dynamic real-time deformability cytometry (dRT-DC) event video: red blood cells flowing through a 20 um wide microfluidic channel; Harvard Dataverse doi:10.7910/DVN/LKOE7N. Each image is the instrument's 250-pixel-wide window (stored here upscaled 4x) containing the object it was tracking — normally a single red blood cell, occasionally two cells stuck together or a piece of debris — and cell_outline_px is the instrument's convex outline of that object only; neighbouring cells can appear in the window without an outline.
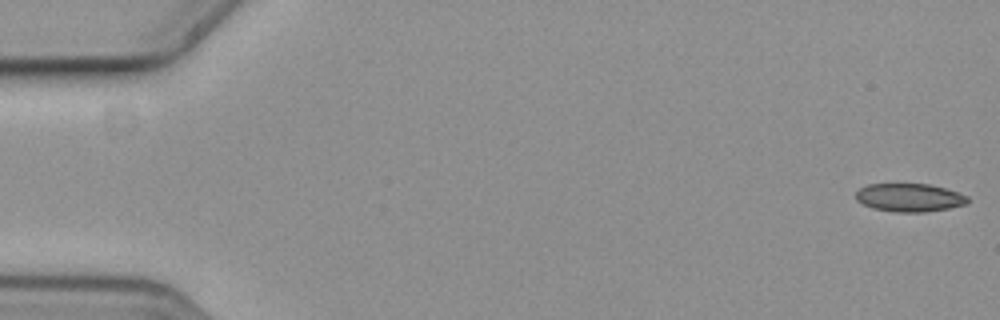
{"species": "common noctule bat (a hibernating species)", "species_latin": "Nyctalus noctula", "temperature_condition": "cold", "stored_images_in_passage": 52, "camera_frame_rate_fps": 3000, "um_per_image_px": 0.085, "animal": {"sex": "female", "body_mass_g": 19.3, "forearm_length_mm": 54.1}, "frame": {"image": 1, "passage_image": 1, "time_ms": 0.0, "image_size_px": [1000, 320], "cell_outline_px": [[968, 204], [948, 208], [924, 212], [892, 212], [872, 208], [856, 200], [856, 192], [860, 188], [868, 184], [928, 184], [944, 188], [968, 196]], "centroid_in_image_um": [77.29, 16.8], "position_along_channel_um": 7.7, "area_um2": 18.32}}
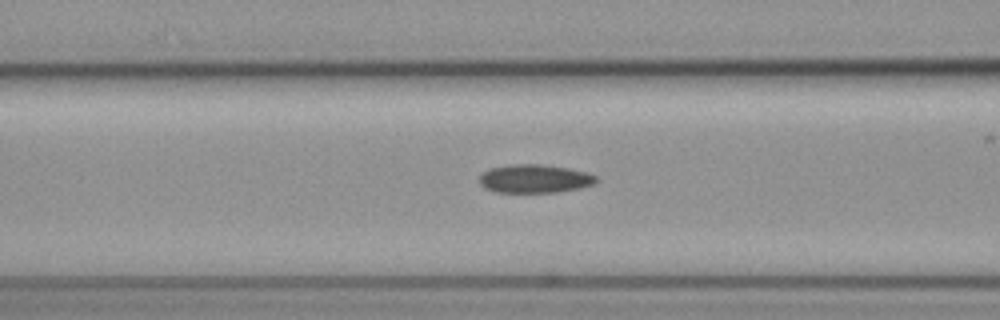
{"frame": {"image": 2, "passage_image": 23, "time_ms": 7.333, "image_size_px": [1000, 320], "cell_outline_px": [[600, 180], [596, 184], [580, 188], [556, 192], [496, 192], [484, 188], [480, 184], [480, 176], [488, 168], [508, 164], [540, 164], [568, 168], [584, 172], [596, 176]], "centroid_in_image_um": [45.45, 15.19], "position_along_channel_um": 121.2, "area_um2": 19.48}}
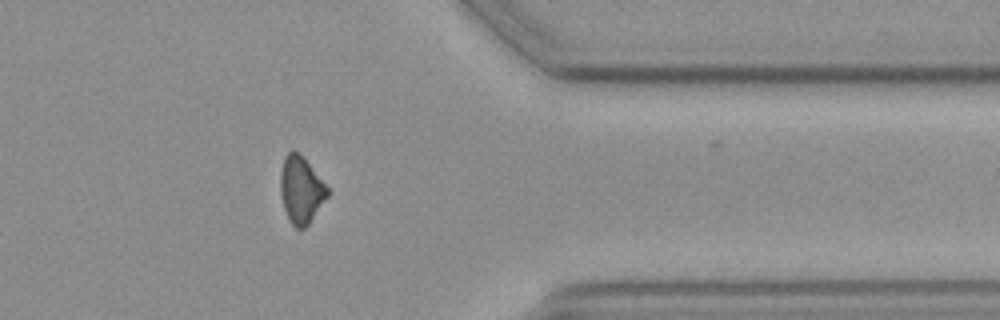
{"frame": {"image": 3, "passage_image": 46, "time_ms": 15.0, "image_size_px": [1000, 320], "cell_outline_px": [[328, 196], [308, 224], [304, 228], [296, 228], [288, 220], [284, 208], [280, 192], [280, 172], [284, 156], [292, 148], [300, 152], [304, 156], [328, 188]], "centroid_in_image_um": [25.56, 16.08], "position_along_channel_um": 385.8, "area_um2": 18.5}}